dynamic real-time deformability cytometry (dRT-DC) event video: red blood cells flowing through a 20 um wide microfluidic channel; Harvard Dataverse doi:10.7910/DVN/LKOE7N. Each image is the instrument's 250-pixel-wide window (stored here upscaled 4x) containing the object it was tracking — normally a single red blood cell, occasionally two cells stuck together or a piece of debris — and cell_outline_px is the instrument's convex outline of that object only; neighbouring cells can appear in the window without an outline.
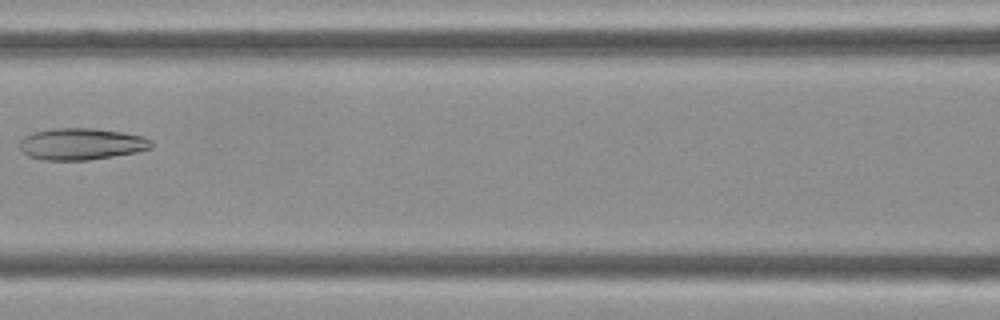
{"species": "Egyptian fruit bat (a non-hibernating species)", "species_latin": "Rousettus aegyptiacus", "temperature_condition": "cold", "stored_images_in_passage": 6, "camera_frame_rate_fps": 3000, "um_per_image_px": 0.085, "frame": {"image": 1, "passage_image": 6, "time_ms": 1.667, "image_size_px": [1000, 320], "cell_outline_px": [[152, 148], [136, 152], [88, 160], [44, 160], [28, 156], [20, 148], [20, 140], [24, 136], [32, 132], [52, 128], [96, 128], [144, 136], [152, 140]], "centroid_in_image_um": [6.91, 12.23], "position_along_channel_um": 159.7, "area_um2": 24.39}}